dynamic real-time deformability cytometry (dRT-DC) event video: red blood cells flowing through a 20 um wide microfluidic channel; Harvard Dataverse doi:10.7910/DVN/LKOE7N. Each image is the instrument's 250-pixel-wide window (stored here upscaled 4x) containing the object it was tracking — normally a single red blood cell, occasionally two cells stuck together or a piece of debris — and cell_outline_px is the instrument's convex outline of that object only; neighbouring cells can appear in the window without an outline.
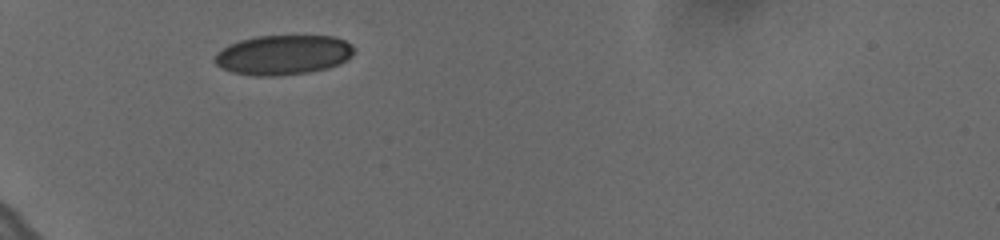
{"species": "human", "species_latin": "Homo sapiens", "temperature_condition": "cold", "stored_images_in_passage": 5, "camera_frame_rate_fps": 3000, "um_per_image_px": 0.085, "donor": {"sex": "female"}, "frame": {"image": 1, "passage_image": 1, "time_ms": 0.0, "image_size_px": [1000, 240], "cell_outline_px": [[352, 56], [340, 64], [328, 68], [308, 72], [280, 76], [256, 76], [232, 72], [220, 68], [212, 60], [216, 52], [228, 44], [240, 40], [256, 36], [336, 36], [352, 44]], "centroid_in_image_um": [24.03, 4.67], "position_along_channel_um": 61.0, "area_um2": 32.54}}
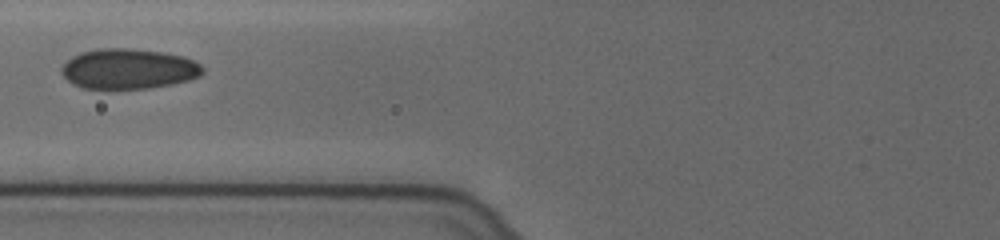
{"frame": {"image": 2, "passage_image": 4, "time_ms": 1.0, "image_size_px": [1000, 240], "cell_outline_px": [[204, 72], [200, 76], [188, 80], [172, 84], [148, 88], [84, 88], [72, 84], [60, 72], [60, 68], [72, 56], [80, 52], [96, 48], [132, 48], [164, 52], [180, 56], [192, 60], [200, 64], [204, 68]], "centroid_in_image_um": [10.91, 5.84], "position_along_channel_um": 114.9, "area_um2": 33.12}}